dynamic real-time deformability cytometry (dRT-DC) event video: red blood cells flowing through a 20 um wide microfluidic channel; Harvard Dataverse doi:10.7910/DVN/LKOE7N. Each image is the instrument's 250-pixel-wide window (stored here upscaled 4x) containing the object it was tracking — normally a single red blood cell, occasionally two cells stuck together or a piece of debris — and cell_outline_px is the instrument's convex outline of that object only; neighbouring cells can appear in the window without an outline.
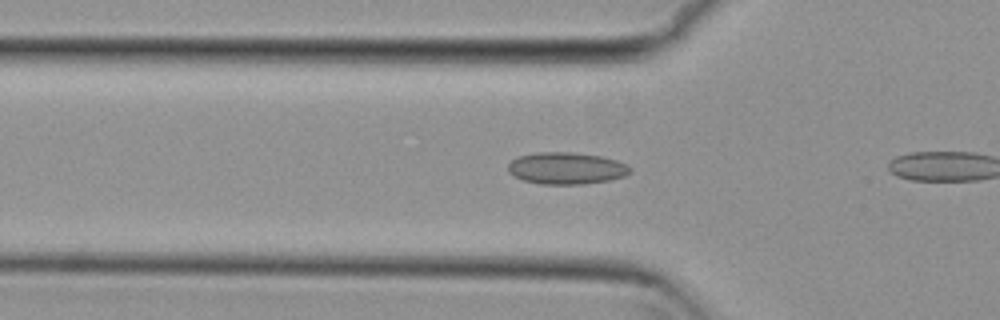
{"species": "common noctule bat (a hibernating species)", "species_latin": "Nyctalus noctula", "temperature_condition": "cold", "stored_images_in_passage": 3, "camera_frame_rate_fps": 3000, "um_per_image_px": 0.085, "animal": {"sex": "female", "body_mass_g": 29.2, "forearm_length_mm": 56.3}, "frame": {"image": 1, "passage_image": 2, "time_ms": 0.333, "image_size_px": [1000, 320], "cell_outline_px": [[632, 172], [624, 176], [608, 180], [584, 184], [540, 184], [524, 180], [508, 172], [508, 164], [516, 156], [536, 152], [572, 152], [600, 156], [616, 160], [632, 168]], "centroid_in_image_um": [48.12, 14.29], "position_along_channel_um": 77.7, "area_um2": 22.66}}